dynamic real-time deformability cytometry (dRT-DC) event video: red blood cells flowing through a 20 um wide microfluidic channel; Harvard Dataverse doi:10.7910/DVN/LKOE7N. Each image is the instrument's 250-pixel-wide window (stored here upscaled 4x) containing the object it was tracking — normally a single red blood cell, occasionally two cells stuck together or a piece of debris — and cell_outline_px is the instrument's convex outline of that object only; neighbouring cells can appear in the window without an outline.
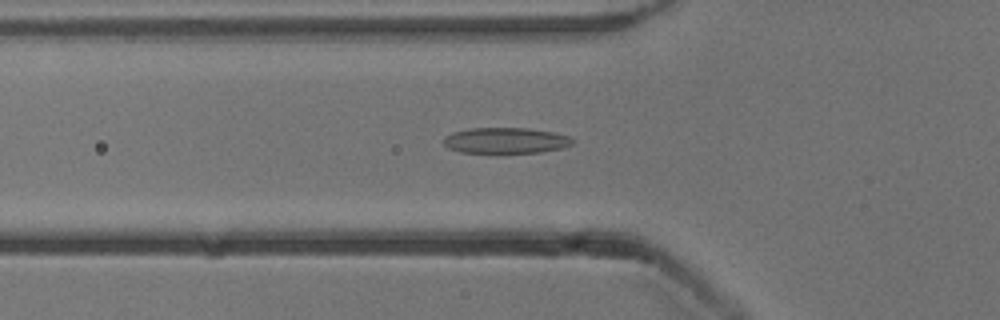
{"species": "common noctule bat (a hibernating species)", "species_latin": "Nyctalus noctula", "temperature_condition": "cold", "stored_images_in_passage": 54, "camera_frame_rate_fps": 3000, "um_per_image_px": 0.085, "animal": {"sex": "male", "body_mass_g": 13.3}, "frame": {"image": 1, "passage_image": 19, "time_ms": 6.0, "image_size_px": [1000, 320], "cell_outline_px": [[572, 144], [560, 148], [540, 152], [460, 152], [448, 148], [444, 144], [444, 136], [452, 132], [468, 128], [528, 128], [552, 132], [568, 136], [572, 140]], "centroid_in_image_um": [42.92, 11.93], "position_along_channel_um": 82.9, "area_um2": 19.13}}
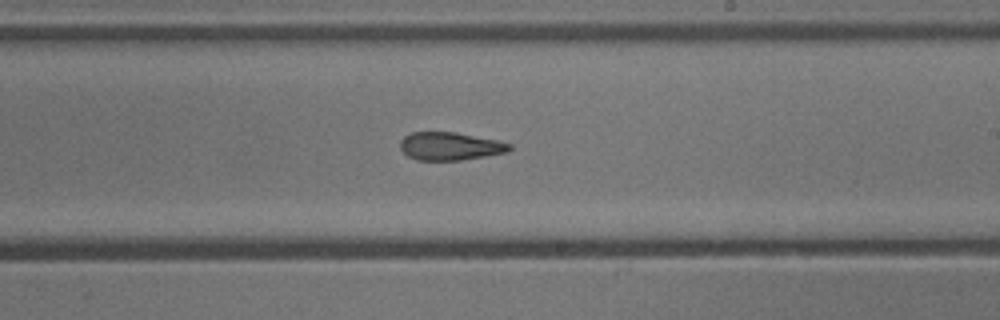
{"frame": {"image": 2, "passage_image": 32, "time_ms": 10.333, "image_size_px": [1000, 320], "cell_outline_px": [[512, 148], [508, 152], [460, 160], [416, 160], [408, 156], [400, 148], [400, 140], [404, 136], [412, 132], [456, 132], [500, 140], [512, 144]], "centroid_in_image_um": [38.28, 12.42], "position_along_channel_um": 250.7, "area_um2": 17.98}}
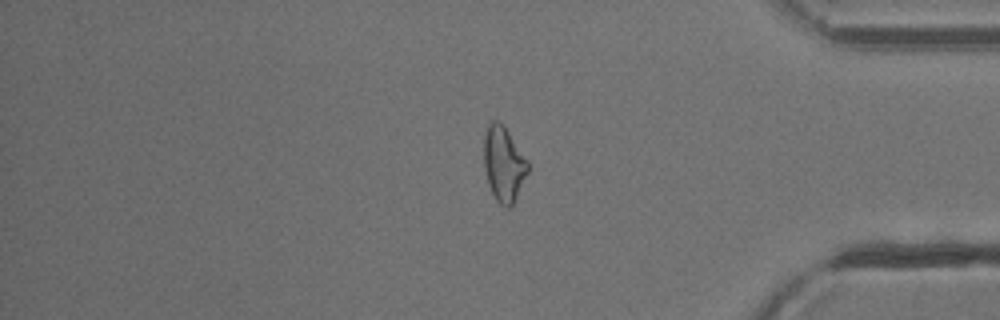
{"frame": {"image": 3, "passage_image": 45, "time_ms": 14.667, "image_size_px": [1000, 320], "cell_outline_px": [[528, 172], [512, 204], [508, 208], [504, 208], [496, 200], [488, 184], [484, 168], [484, 132], [488, 124], [492, 120], [496, 120], [504, 124], [528, 160]], "centroid_in_image_um": [42.8, 13.89], "position_along_channel_um": 392.4, "area_um2": 19.31}, "authors_computed_cell_mechanics": {"area_um2": 19.3341, "velocity_mm_per_s": 3.852, "shape_relaxation_time_tau1_ms": null, "shape_relaxation_time_tau2_ms": 2.8022, "deformation_change_tau1": null, "deformation_change_tau2": 0.1102}}